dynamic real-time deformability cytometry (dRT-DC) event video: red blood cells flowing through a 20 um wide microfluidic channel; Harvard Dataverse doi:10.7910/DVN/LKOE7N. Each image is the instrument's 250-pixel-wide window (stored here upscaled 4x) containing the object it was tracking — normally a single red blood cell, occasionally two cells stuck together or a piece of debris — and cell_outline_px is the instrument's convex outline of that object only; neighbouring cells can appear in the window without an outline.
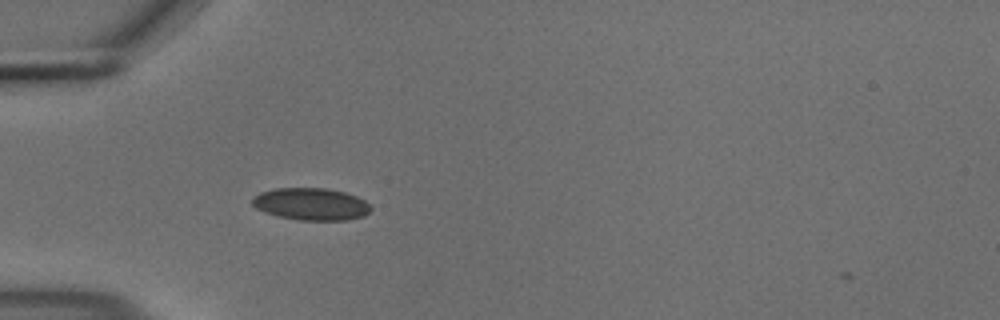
{"species": "common noctule bat (a hibernating species)", "species_latin": "Nyctalus noctula", "temperature_condition": "cold", "stored_images_in_passage": 4, "camera_frame_rate_fps": 3000, "um_per_image_px": 0.085, "animal": {"sex": "male", "body_mass_g": 18.8}, "frame": {"image": 1, "passage_image": 3, "time_ms": 0.667, "image_size_px": [1000, 320], "cell_outline_px": [[372, 208], [364, 216], [348, 220], [300, 220], [280, 216], [264, 212], [256, 208], [252, 204], [252, 196], [260, 192], [276, 188], [328, 188], [344, 192], [356, 196], [364, 200]], "centroid_in_image_um": [26.43, 17.34], "position_along_channel_um": 58.6, "area_um2": 22.25}}